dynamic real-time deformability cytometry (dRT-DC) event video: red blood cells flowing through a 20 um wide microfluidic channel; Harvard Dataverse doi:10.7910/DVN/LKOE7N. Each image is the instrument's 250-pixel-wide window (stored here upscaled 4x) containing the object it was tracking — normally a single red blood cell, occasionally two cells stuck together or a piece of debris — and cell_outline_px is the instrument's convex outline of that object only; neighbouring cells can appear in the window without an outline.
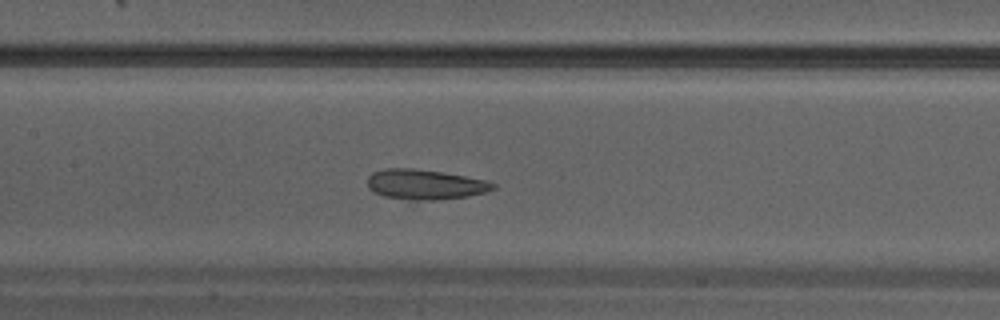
{"species": "Egyptian fruit bat (a non-hibernating species)", "species_latin": "Rousettus aegyptiacus", "temperature_condition": "warm", "stored_images_in_passage": 21, "camera_frame_rate_fps": 3000, "um_per_image_px": 0.085, "animal": {"sex": "male"}, "frame": {"image": 1, "passage_image": 9, "time_ms": 2.667, "image_size_px": [1000, 320], "cell_outline_px": [[496, 188], [484, 192], [468, 196], [436, 200], [408, 200], [384, 196], [372, 192], [368, 188], [368, 176], [372, 172], [384, 168], [412, 168], [444, 172], [484, 180], [496, 184]], "centroid_in_image_um": [36.08, 15.68], "position_along_channel_um": 171.3, "area_um2": 22.08}}
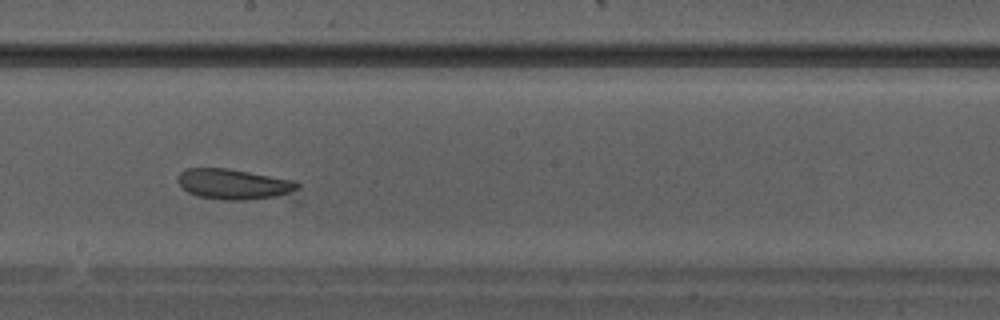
{"frame": {"image": 2, "passage_image": 12, "time_ms": 3.667, "image_size_px": [1000, 320], "cell_outline_px": [[300, 204], [296, 204], [220, 200], [200, 196], [188, 192], [180, 188], [176, 180], [180, 172], [184, 168], [228, 168], [292, 180], [300, 184]], "centroid_in_image_um": [20.28, 15.8], "position_along_channel_um": 227.9, "area_um2": 24.16}}
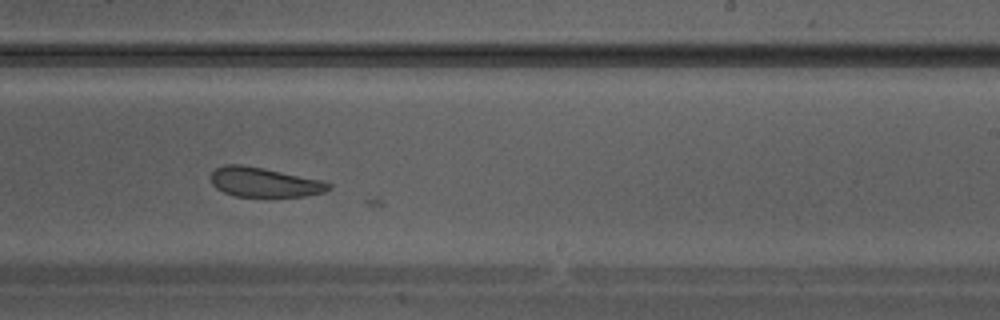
{"frame": {"image": 3, "passage_image": 14, "time_ms": 4.333, "image_size_px": [1000, 320], "cell_outline_px": [[332, 188], [324, 192], [304, 196], [236, 196], [224, 192], [216, 188], [212, 184], [212, 172], [216, 168], [224, 164], [240, 164], [264, 168], [320, 180], [332, 184]], "centroid_in_image_um": [22.46, 15.48], "position_along_channel_um": 266.5, "area_um2": 20.06}}